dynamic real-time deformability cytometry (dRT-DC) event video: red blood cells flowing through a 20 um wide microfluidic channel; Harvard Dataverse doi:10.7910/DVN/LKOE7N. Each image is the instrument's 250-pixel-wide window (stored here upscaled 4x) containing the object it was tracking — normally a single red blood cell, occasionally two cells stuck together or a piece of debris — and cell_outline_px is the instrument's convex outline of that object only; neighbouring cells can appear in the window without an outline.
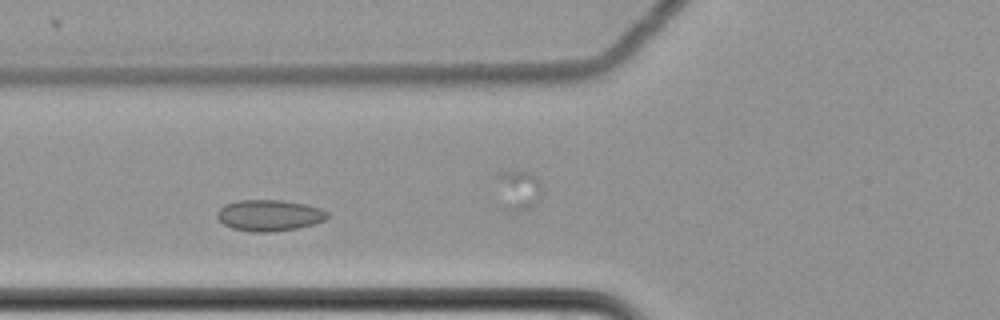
{"species": "common noctule bat (a hibernating species)", "species_latin": "Nyctalus noctula", "temperature_condition": "cold", "stored_images_in_passage": 8, "camera_frame_rate_fps": 3000, "um_per_image_px": 0.085, "animal": {"sex": "female", "body_mass_g": 22.7, "forearm_length_mm": 54.2}, "frame": {"image": 1, "passage_image": 2, "time_ms": 0.333, "image_size_px": [1000, 320], "cell_outline_px": [[328, 216], [324, 220], [312, 224], [296, 228], [272, 232], [252, 232], [232, 228], [224, 224], [216, 216], [216, 212], [224, 204], [236, 200], [280, 200], [304, 204], [320, 208], [328, 212]], "centroid_in_image_um": [22.85, 18.3], "position_along_channel_um": 103.0, "area_um2": 20.0}}
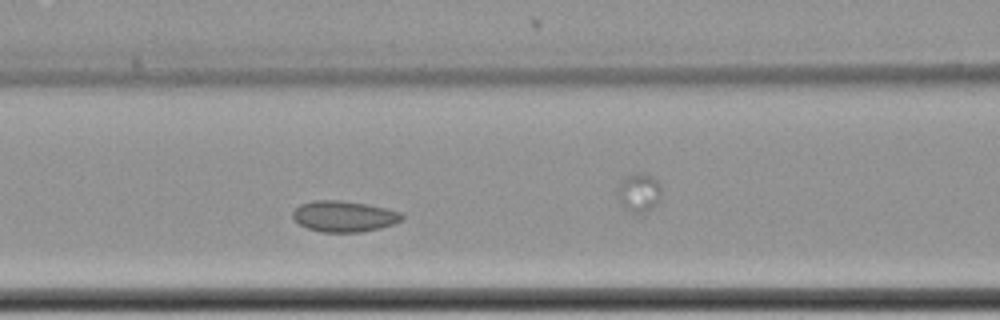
{"frame": {"image": 2, "passage_image": 3, "time_ms": 0.667, "image_size_px": [1000, 320], "cell_outline_px": [[404, 216], [400, 220], [392, 224], [380, 228], [360, 232], [320, 232], [308, 228], [300, 224], [292, 216], [292, 212], [300, 204], [312, 200], [340, 200], [368, 204], [400, 212]], "centroid_in_image_um": [29.21, 18.38], "position_along_channel_um": 137.4, "area_um2": 19.59}}
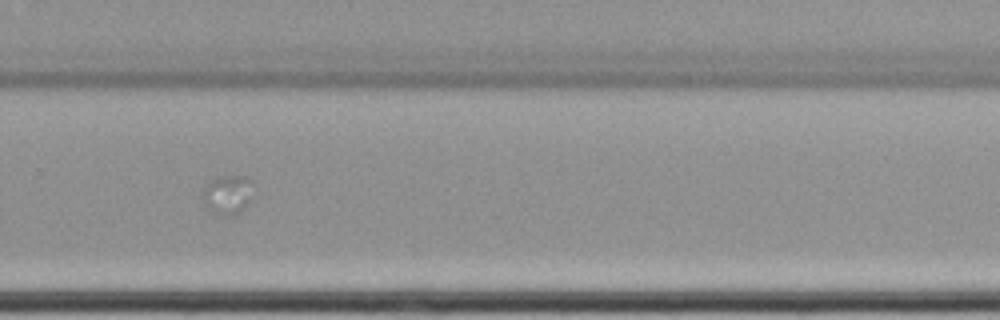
{"frame": {"image": 3, "passage_image": 8, "time_ms": 2.333, "image_size_px": [1000, 320], "cell_outline_px": [[256, 184], [248, 204], [240, 212], [212, 212], [204, 204], [204, 188], [208, 180], [216, 176], [248, 176]], "centroid_in_image_um": [19.41, 16.44], "position_along_channel_um": 310.4, "area_um2": 11.44}}